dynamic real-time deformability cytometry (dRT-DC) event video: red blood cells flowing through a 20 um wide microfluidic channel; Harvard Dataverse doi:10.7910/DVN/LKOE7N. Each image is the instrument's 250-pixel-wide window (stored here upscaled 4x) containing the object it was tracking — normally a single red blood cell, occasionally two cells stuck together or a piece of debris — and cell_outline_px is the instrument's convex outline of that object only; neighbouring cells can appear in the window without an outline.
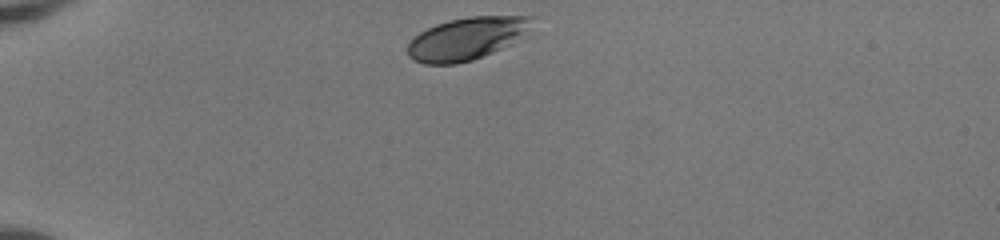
{"species": "human", "species_latin": "Homo sapiens", "temperature_condition": "room temperature", "stored_images_in_passage": 32, "camera_frame_rate_fps": 3000, "um_per_image_px": 0.085, "donor": {"sex": "female"}, "frame": {"image": 1, "passage_image": 1, "time_ms": 0.0, "image_size_px": [1000, 240], "cell_outline_px": [[536, 16], [524, 32], [512, 44], [472, 60], [456, 64], [424, 64], [412, 60], [408, 56], [408, 44], [420, 32], [436, 24], [448, 20], [472, 16]], "centroid_in_image_um": [39.63, 3.28], "position_along_channel_um": 45.4, "area_um2": 30.46}}
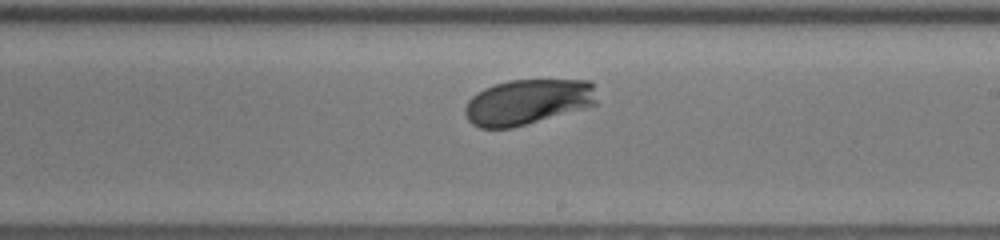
{"frame": {"image": 2, "passage_image": 19, "time_ms": 6.0, "image_size_px": [1000, 240], "cell_outline_px": [[596, 104], [584, 108], [512, 128], [480, 128], [472, 124], [468, 120], [464, 112], [464, 108], [468, 100], [472, 96], [484, 88], [492, 84], [508, 80], [592, 80], [596, 100]], "centroid_in_image_um": [44.81, 8.66], "position_along_channel_um": 244.2, "area_um2": 34.91}}
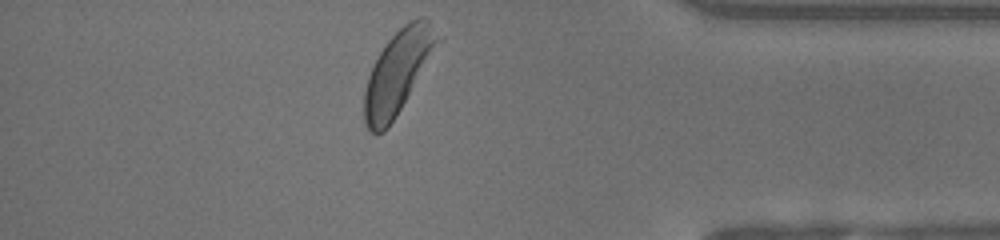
{"frame": {"image": 3, "passage_image": 32, "time_ms": 10.333, "image_size_px": [1000, 240], "cell_outline_px": [[444, 40], [396, 116], [388, 128], [384, 132], [376, 136], [368, 132], [364, 124], [364, 92], [368, 76], [372, 64], [388, 40], [408, 20], [420, 16], [424, 16], [444, 36]], "centroid_in_image_um": [33.87, 6.1], "position_along_channel_um": 401.3, "area_um2": 36.47}, "authors_computed_cell_mechanics": {"area_um2": 34.0153, "velocity_mm_per_s": 4.1008, "shape_relaxation_time_tau1_ms": 1.6734, "shape_relaxation_time_tau2_ms": null, "deformation_change_tau1": 0.0943, "deformation_change_tau2": null}}